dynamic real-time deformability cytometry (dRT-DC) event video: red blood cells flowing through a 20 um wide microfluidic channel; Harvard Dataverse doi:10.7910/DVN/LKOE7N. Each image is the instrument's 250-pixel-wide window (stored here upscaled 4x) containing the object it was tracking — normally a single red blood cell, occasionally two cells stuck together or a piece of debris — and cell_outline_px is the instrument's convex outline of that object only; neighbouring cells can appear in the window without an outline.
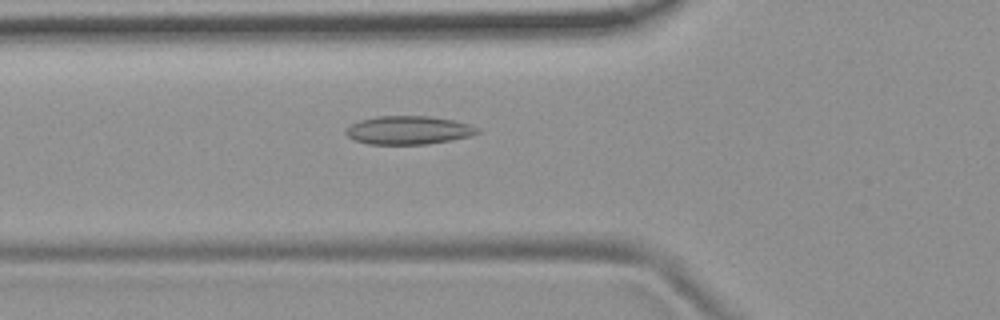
{"species": "common noctule bat (a hibernating species)", "species_latin": "Nyctalus noctula", "temperature_condition": "room temperature", "stored_images_in_passage": 53, "camera_frame_rate_fps": 3000, "um_per_image_px": 0.085, "animal": {"sex": "female", "body_mass_g": 19.9}, "frame": {"image": 1, "passage_image": 19, "time_ms": 6.0, "image_size_px": [1000, 320], "cell_outline_px": [[480, 132], [472, 136], [452, 140], [428, 144], [368, 144], [352, 140], [344, 132], [352, 124], [360, 120], [376, 116], [428, 116], [452, 120], [468, 124], [480, 128]], "centroid_in_image_um": [34.73, 11.07], "position_along_channel_um": 91.1, "area_um2": 21.85}}
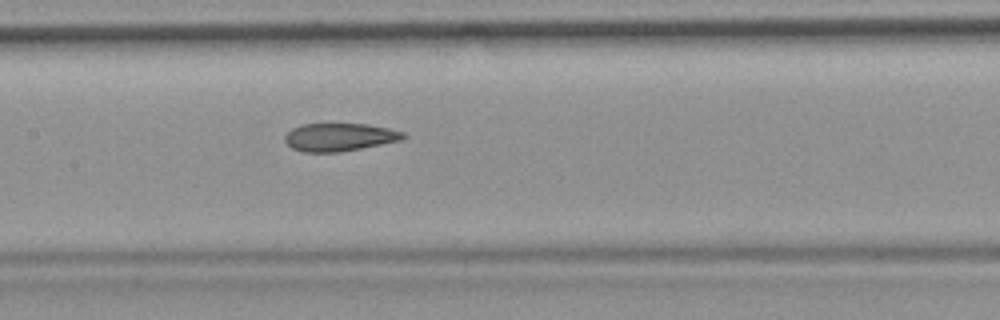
{"frame": {"image": 2, "passage_image": 26, "time_ms": 8.333, "image_size_px": [1000, 320], "cell_outline_px": [[408, 136], [404, 140], [340, 152], [304, 152], [292, 148], [284, 140], [284, 136], [292, 128], [300, 124], [368, 124], [388, 128], [404, 132]], "centroid_in_image_um": [28.88, 11.65], "position_along_channel_um": 178.5, "area_um2": 19.42}}
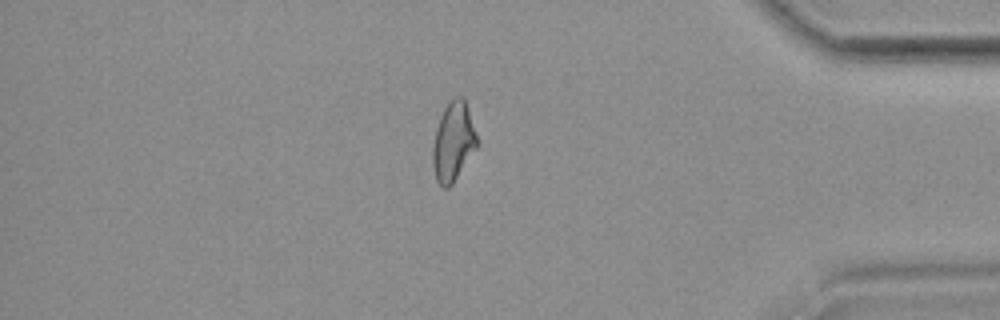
{"frame": {"image": 3, "passage_image": 46, "time_ms": 15.0, "image_size_px": [1000, 320], "cell_outline_px": [[476, 148], [452, 184], [448, 188], [444, 188], [436, 180], [432, 164], [432, 148], [436, 128], [440, 116], [448, 100], [456, 96], [460, 96], [464, 100], [476, 136]], "centroid_in_image_um": [38.47, 12.06], "position_along_channel_um": 396.7, "area_um2": 19.94}}